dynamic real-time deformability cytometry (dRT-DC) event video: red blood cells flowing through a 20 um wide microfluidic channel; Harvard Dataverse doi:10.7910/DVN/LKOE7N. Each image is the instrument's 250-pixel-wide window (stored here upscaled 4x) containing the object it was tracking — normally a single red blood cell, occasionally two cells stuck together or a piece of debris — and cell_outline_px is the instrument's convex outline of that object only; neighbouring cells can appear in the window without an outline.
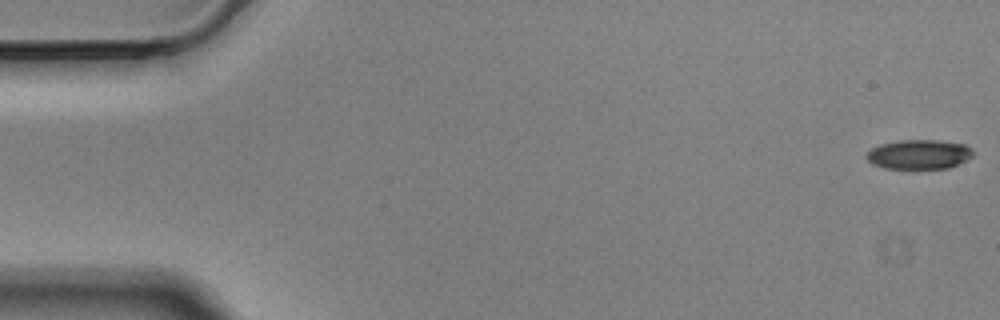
{"species": "Egyptian fruit bat (a non-hibernating species)", "species_latin": "Rousettus aegyptiacus", "temperature_condition": "cold", "stored_images_in_passage": 57, "camera_frame_rate_fps": 3000, "um_per_image_px": 0.085, "animal": {"sex": "male"}, "frame": {"image": 1, "passage_image": 1, "time_ms": 0.0, "image_size_px": [1000, 320], "cell_outline_px": [[972, 156], [948, 168], [884, 168], [872, 164], [864, 156], [872, 148], [880, 144], [896, 140], [936, 140], [968, 144], [972, 148]], "centroid_in_image_um": [78.09, 13.1], "position_along_channel_um": 6.9, "area_um2": 18.26}}
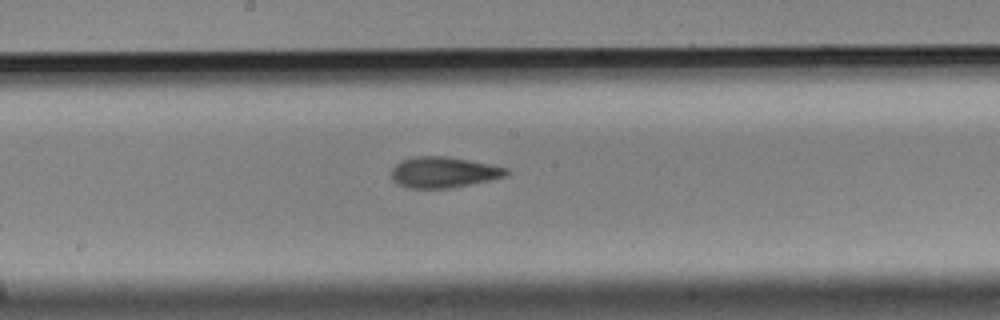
{"frame": {"image": 2, "passage_image": 30, "time_ms": 9.667, "image_size_px": [1000, 320], "cell_outline_px": [[508, 172], [504, 176], [488, 180], [452, 188], [408, 188], [392, 180], [392, 168], [400, 160], [416, 156], [444, 156], [468, 160], [508, 168]], "centroid_in_image_um": [37.66, 14.64], "position_along_channel_um": 210.5, "area_um2": 20.4}}
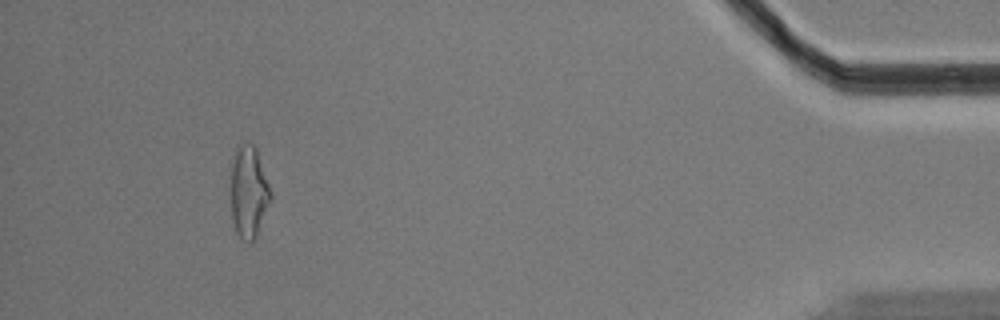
{"frame": {"image": 3, "passage_image": 53, "time_ms": 17.333, "image_size_px": [1000, 320], "cell_outline_px": [[272, 200], [256, 236], [252, 240], [244, 240], [236, 232], [232, 216], [232, 164], [236, 144], [244, 140], [252, 144], [256, 148], [272, 192]], "centroid_in_image_um": [21.16, 16.24], "position_along_channel_um": 414.0, "area_um2": 21.33}, "authors_computed_cell_mechanics": {"area_um2": 20.1722, "velocity_mm_per_s": 3.518, "shape_relaxation_time_tau1_ms": 6.002, "shape_relaxation_time_tau2_ms": 3.3885, "deformation_change_tau1": 0.1966, "deformation_change_tau2": 0.1222}}